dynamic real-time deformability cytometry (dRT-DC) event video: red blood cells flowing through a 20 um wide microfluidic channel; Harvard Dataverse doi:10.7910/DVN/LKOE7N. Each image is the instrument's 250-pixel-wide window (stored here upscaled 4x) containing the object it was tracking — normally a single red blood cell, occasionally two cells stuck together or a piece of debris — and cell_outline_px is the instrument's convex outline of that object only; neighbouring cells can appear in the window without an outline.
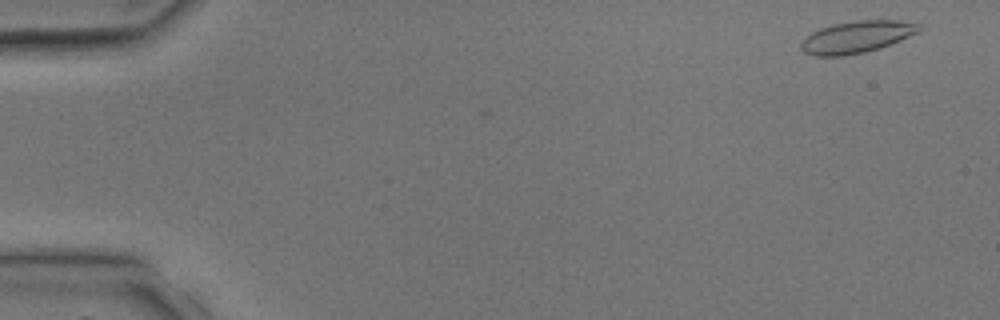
{"species": "common noctule bat (a hibernating species)", "species_latin": "Nyctalus noctula", "temperature_condition": "room temperature", "stored_images_in_passage": 4, "camera_frame_rate_fps": 3000, "um_per_image_px": 0.085, "animal": {"sex": "male", "body_mass_g": 17.9, "forearm_length_mm": 54.2}, "frame": {"image": 1, "passage_image": 1, "time_ms": 0.0, "image_size_px": [1000, 320], "cell_outline_px": [[920, 28], [916, 32], [900, 40], [880, 48], [864, 52], [844, 56], [816, 56], [804, 52], [800, 48], [800, 44], [812, 32], [820, 28], [832, 24], [856, 20], [896, 20], [920, 24]], "centroid_in_image_um": [72.78, 3.14], "position_along_channel_um": 12.2, "area_um2": 21.73}}